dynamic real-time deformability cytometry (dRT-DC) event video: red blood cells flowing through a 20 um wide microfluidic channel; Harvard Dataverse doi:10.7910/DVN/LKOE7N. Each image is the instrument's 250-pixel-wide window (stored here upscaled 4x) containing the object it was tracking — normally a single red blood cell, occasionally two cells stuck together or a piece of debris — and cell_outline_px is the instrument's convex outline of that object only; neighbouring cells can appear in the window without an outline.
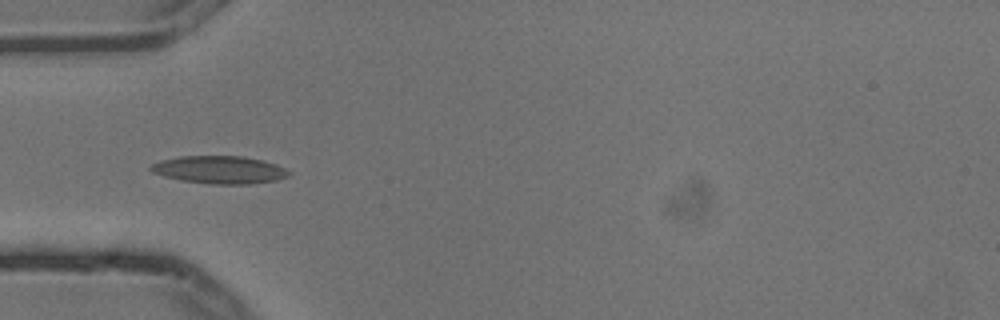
{"species": "common noctule bat (a hibernating species)", "species_latin": "Nyctalus noctula", "temperature_condition": "cold", "stored_images_in_passage": 14, "camera_frame_rate_fps": 3000, "um_per_image_px": 0.085, "animal": {"sex": "male", "body_mass_g": 13.3}, "frame": {"image": 1, "passage_image": 4, "time_ms": 1.0, "image_size_px": [1000, 320], "cell_outline_px": [[292, 172], [288, 176], [276, 180], [248, 184], [212, 184], [180, 180], [164, 176], [152, 172], [148, 168], [152, 164], [160, 160], [180, 156], [244, 156], [264, 160], [276, 164]], "centroid_in_image_um": [18.66, 14.42], "position_along_channel_um": 66.3, "area_um2": 22.37}}
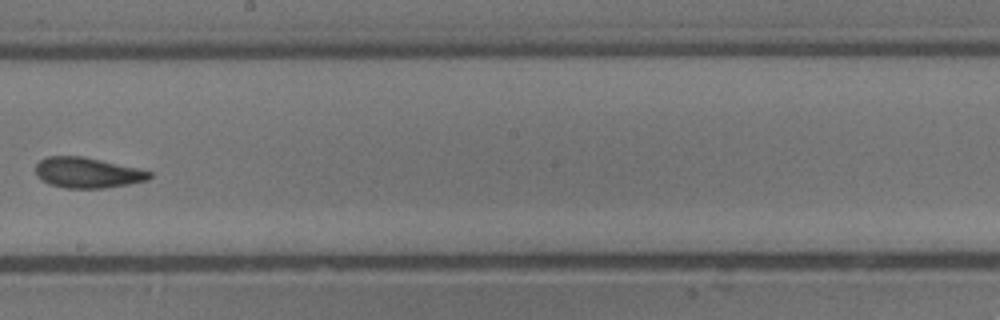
{"frame": {"image": 2, "passage_image": 8, "time_ms": 2.333, "image_size_px": [1000, 320], "cell_outline_px": [[152, 176], [148, 180], [128, 184], [104, 188], [64, 188], [48, 184], [40, 180], [36, 176], [36, 164], [40, 160], [48, 156], [84, 156], [136, 168], [152, 172]], "centroid_in_image_um": [7.39, 14.68], "position_along_channel_um": 240.8, "area_um2": 20.29}}
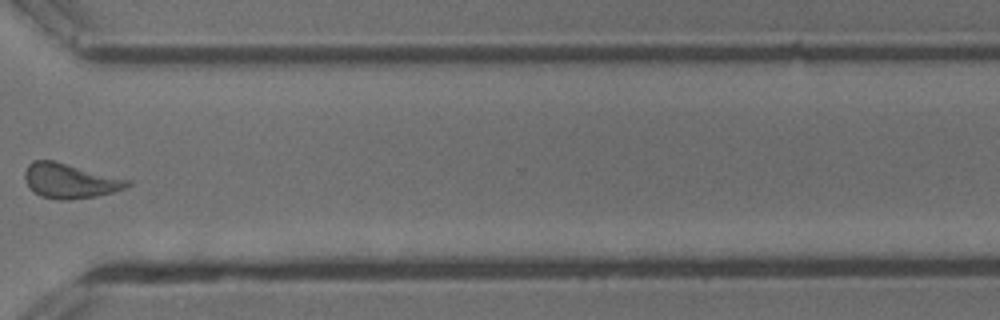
{"frame": {"image": 3, "passage_image": 11, "time_ms": 3.333, "image_size_px": [1000, 320], "cell_outline_px": [[132, 184], [124, 188], [112, 192], [96, 196], [68, 200], [60, 200], [40, 196], [32, 192], [28, 188], [24, 180], [24, 172], [28, 164], [32, 160], [52, 160], [132, 180]], "centroid_in_image_um": [5.9, 15.37], "position_along_channel_um": 364.7, "area_um2": 20.98}}